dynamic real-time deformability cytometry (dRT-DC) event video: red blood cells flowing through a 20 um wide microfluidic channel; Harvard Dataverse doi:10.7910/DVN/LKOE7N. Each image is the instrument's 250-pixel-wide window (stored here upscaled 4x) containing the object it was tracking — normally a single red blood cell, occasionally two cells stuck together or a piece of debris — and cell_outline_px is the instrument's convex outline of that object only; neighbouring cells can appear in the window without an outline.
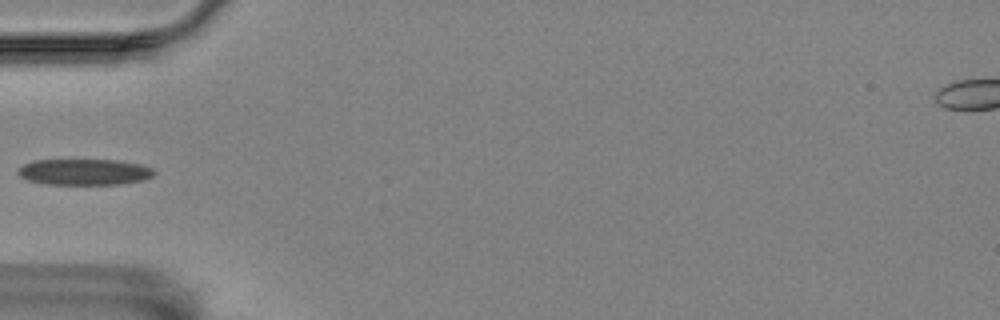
{"species": "Egyptian fruit bat (a non-hibernating species)", "species_latin": "Rousettus aegyptiacus", "temperature_condition": "room temperature", "stored_images_in_passage": 39, "camera_frame_rate_fps": 3000, "um_per_image_px": 0.085, "animal": {"sex": "female"}, "frame": {"image": 1, "passage_image": 1, "time_ms": 0.0, "image_size_px": [1000, 320], "cell_outline_px": [[156, 172], [152, 176], [144, 180], [120, 184], [44, 184], [28, 180], [20, 176], [16, 172], [24, 164], [32, 160], [116, 160], [140, 164], [152, 168]], "centroid_in_image_um": [7.17, 14.61], "position_along_channel_um": 77.8, "area_um2": 20.69}}
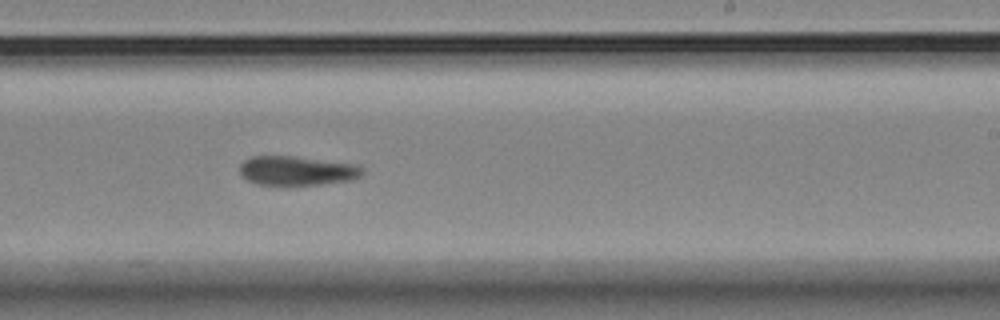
{"frame": {"image": 2, "passage_image": 17, "time_ms": 5.333, "image_size_px": [1000, 320], "cell_outline_px": [[364, 172], [360, 176], [352, 180], [320, 184], [284, 188], [260, 184], [248, 180], [240, 176], [240, 164], [244, 160], [252, 156], [292, 156], [356, 164], [364, 168]], "centroid_in_image_um": [25.22, 14.55], "position_along_channel_um": 263.8, "area_um2": 21.62}}
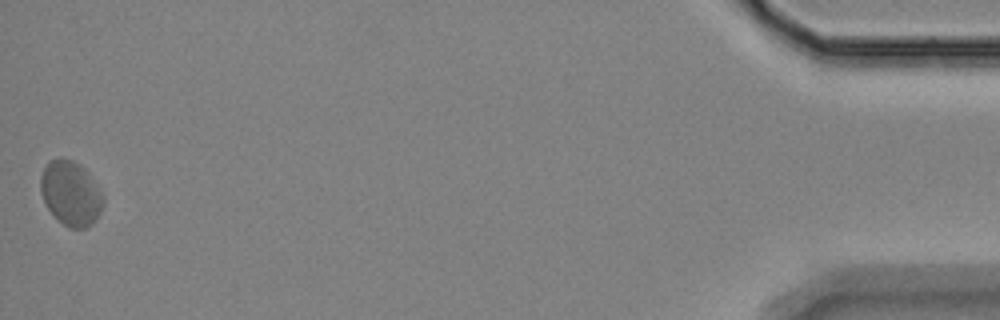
{"frame": {"image": 3, "passage_image": 39, "time_ms": 12.667, "image_size_px": [1000, 320], "cell_outline_px": [[104, 204], [100, 212], [92, 224], [88, 228], [68, 228], [48, 208], [40, 192], [40, 176], [48, 160], [72, 160], [80, 164], [84, 168], [104, 196]], "centroid_in_image_um": [6.02, 16.44], "position_along_channel_um": 429.2, "area_um2": 23.24}}